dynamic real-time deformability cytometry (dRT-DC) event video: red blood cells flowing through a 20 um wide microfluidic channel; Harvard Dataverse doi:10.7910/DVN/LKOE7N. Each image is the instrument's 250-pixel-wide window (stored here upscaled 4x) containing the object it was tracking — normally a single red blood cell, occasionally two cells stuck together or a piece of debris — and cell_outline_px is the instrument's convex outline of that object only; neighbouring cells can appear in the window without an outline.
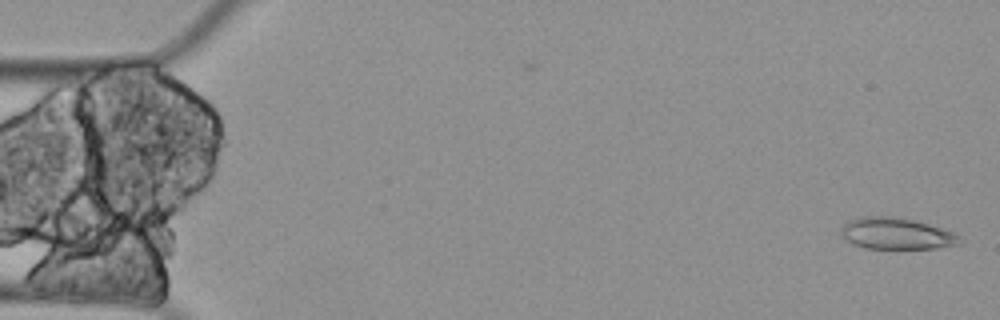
{"species": "Egyptian fruit bat (a non-hibernating species)", "species_latin": "Rousettus aegyptiacus", "temperature_condition": "cold", "stored_images_in_passage": 2, "camera_frame_rate_fps": 3000, "um_per_image_px": 0.085, "animal": {"sex": "female"}, "frame": {"image": 1, "passage_image": 2, "time_ms": 0.333, "image_size_px": [1000, 320], "cell_outline_px": [[964, 240], [960, 244], [936, 248], [864, 248], [852, 244], [844, 240], [840, 232], [844, 224], [848, 220], [860, 216], [904, 216], [952, 232], [960, 236]], "centroid_in_image_um": [76.17, 19.84], "position_along_channel_um": 8.8, "area_um2": 22.14}}